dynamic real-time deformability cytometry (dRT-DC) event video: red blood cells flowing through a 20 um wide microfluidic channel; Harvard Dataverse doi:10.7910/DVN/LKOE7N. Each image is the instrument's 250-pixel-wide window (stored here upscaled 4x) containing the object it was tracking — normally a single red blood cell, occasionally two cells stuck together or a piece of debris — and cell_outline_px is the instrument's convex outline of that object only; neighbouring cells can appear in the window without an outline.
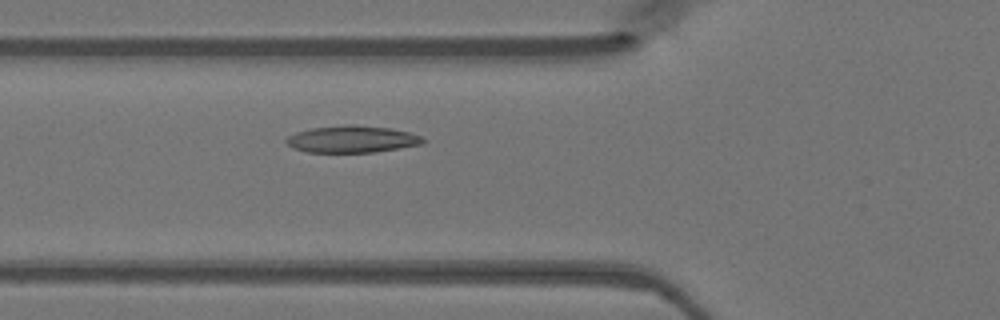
{"species": "Egyptian fruit bat (a non-hibernating species)", "species_latin": "Rousettus aegyptiacus", "temperature_condition": "warm", "stored_images_in_passage": 43, "camera_frame_rate_fps": 3000, "um_per_image_px": 0.085, "animal": {"sex": "female"}, "frame": {"image": 1, "passage_image": 15, "time_ms": 4.667, "image_size_px": [1000, 320], "cell_outline_px": [[424, 144], [372, 152], [308, 152], [292, 148], [284, 140], [288, 136], [296, 132], [312, 128], [348, 124], [356, 124], [392, 128], [408, 132], [420, 136], [424, 140]], "centroid_in_image_um": [29.9, 11.82], "position_along_channel_um": 95.9, "area_um2": 21.44}}
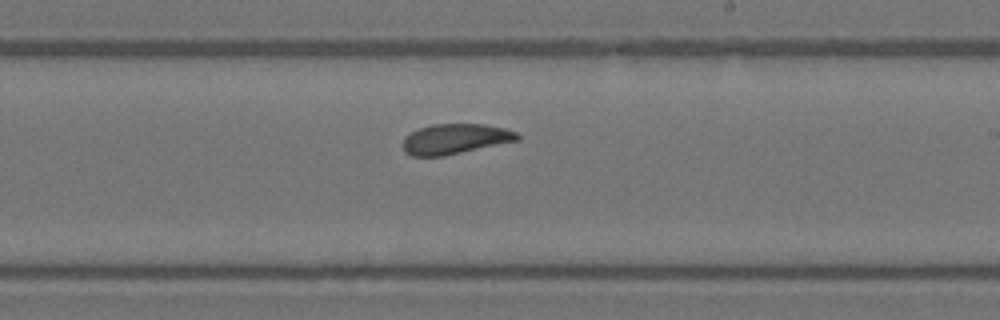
{"frame": {"image": 2, "passage_image": 26, "time_ms": 8.333, "image_size_px": [1000, 320], "cell_outline_px": [[520, 140], [444, 156], [412, 156], [404, 152], [404, 136], [420, 128], [432, 124], [484, 124], [504, 128], [516, 132], [520, 136]], "centroid_in_image_um": [38.7, 11.81], "position_along_channel_um": 250.3, "area_um2": 20.11}}
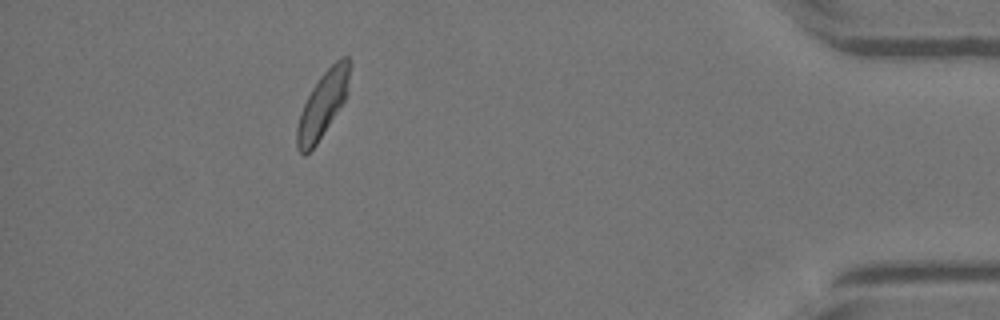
{"frame": {"image": 3, "passage_image": 41, "time_ms": 13.333, "image_size_px": [1000, 320], "cell_outline_px": [[348, 92], [344, 100], [316, 144], [304, 156], [296, 148], [296, 128], [304, 104], [312, 88], [320, 76], [336, 60], [344, 56], [348, 56]], "centroid_in_image_um": [27.39, 8.91], "position_along_channel_um": 407.8, "area_um2": 19.42}}